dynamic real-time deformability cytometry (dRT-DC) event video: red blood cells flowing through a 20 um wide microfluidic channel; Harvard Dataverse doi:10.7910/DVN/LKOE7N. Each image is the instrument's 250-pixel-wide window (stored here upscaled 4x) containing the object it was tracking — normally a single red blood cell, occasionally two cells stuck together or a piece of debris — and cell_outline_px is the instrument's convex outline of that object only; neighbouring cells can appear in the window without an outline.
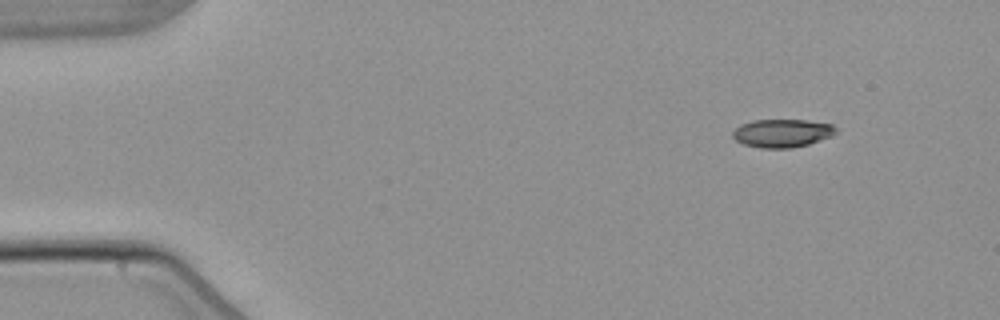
{"species": "common noctule bat (a hibernating species)", "species_latin": "Nyctalus noctula", "temperature_condition": "warm", "stored_images_in_passage": 6, "segment_of_instrument_passage": [2, 2], "camera_frame_rate_fps": 3000, "um_per_image_px": 0.085, "animal": {"sex": "male", "body_mass_g": 21.5, "forearm_length_mm": 52.0}, "frame": {"image": 1, "passage_image": 6, "time_ms": 6.0, "image_size_px": [1000, 320], "cell_outline_px": [[836, 132], [832, 136], [808, 144], [792, 148], [760, 148], [744, 144], [736, 140], [732, 136], [732, 132], [740, 124], [752, 120], [808, 120], [832, 124], [836, 128]], "centroid_in_image_um": [66.48, 11.31], "position_along_channel_um": 18.5, "area_um2": 16.99}}